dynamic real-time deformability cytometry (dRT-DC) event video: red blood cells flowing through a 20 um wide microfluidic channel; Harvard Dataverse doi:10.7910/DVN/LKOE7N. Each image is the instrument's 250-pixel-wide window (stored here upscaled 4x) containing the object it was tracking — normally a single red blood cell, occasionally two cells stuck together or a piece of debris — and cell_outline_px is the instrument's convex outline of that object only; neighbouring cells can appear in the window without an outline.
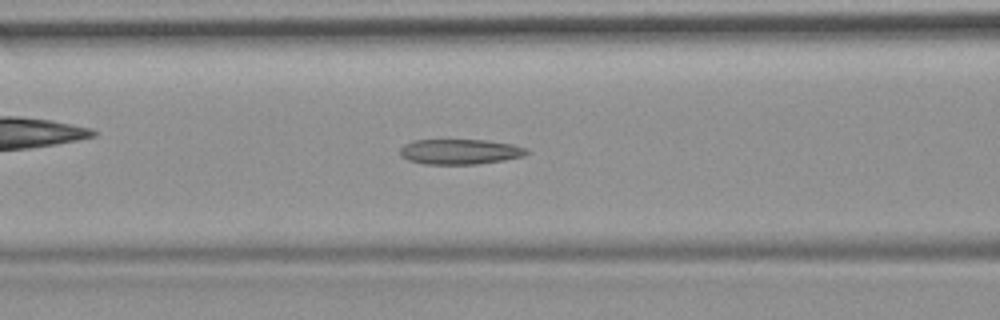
{"species": "common noctule bat (a hibernating species)", "species_latin": "Nyctalus noctula", "temperature_condition": "room temperature", "stored_images_in_passage": 47, "camera_frame_rate_fps": 3000, "um_per_image_px": 0.085, "animal": {"sex": "female", "body_mass_g": 19.9}, "frame": {"image": 1, "passage_image": 21, "time_ms": 6.667, "image_size_px": [1000, 320], "cell_outline_px": [[532, 152], [524, 156], [504, 160], [476, 164], [424, 164], [408, 160], [400, 156], [400, 148], [404, 144], [412, 140], [484, 140], [512, 144], [528, 148]], "centroid_in_image_um": [39.11, 12.89], "position_along_channel_um": 127.5, "area_um2": 18.79}}